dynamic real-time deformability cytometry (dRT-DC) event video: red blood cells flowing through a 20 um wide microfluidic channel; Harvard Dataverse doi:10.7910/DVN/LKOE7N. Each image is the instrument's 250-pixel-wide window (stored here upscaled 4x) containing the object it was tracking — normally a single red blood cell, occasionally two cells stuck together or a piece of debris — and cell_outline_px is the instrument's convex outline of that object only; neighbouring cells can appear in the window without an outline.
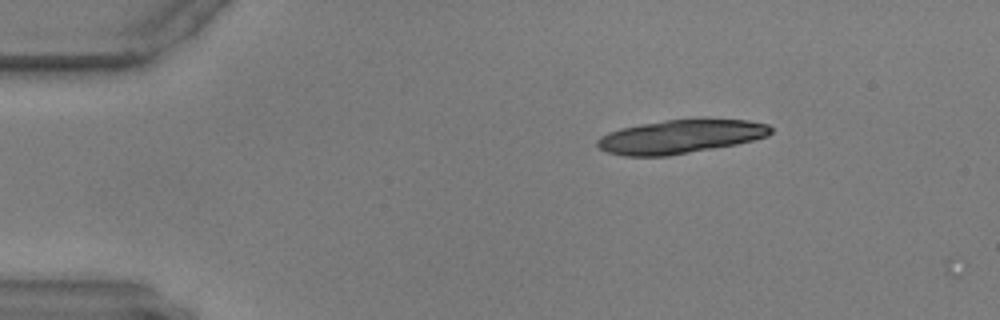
{"species": "common noctule bat (a hibernating species)", "species_latin": "Nyctalus noctula", "temperature_condition": "warm", "stored_images_in_passage": 3, "camera_frame_rate_fps": 3000, "um_per_image_px": 0.085, "animal": {"sex": "male", "body_mass_g": 17.9, "forearm_length_mm": 54.2}, "frame": {"image": 1, "passage_image": 1, "time_ms": 0.0, "image_size_px": [1000, 320], "cell_outline_px": [[772, 132], [768, 136], [736, 144], [668, 156], [624, 156], [608, 152], [600, 148], [596, 144], [596, 140], [600, 136], [608, 132], [620, 128], [640, 124], [668, 120], [748, 120], [768, 124], [772, 128]], "centroid_in_image_um": [57.8, 11.62], "position_along_channel_um": 27.2, "area_um2": 33.7}}